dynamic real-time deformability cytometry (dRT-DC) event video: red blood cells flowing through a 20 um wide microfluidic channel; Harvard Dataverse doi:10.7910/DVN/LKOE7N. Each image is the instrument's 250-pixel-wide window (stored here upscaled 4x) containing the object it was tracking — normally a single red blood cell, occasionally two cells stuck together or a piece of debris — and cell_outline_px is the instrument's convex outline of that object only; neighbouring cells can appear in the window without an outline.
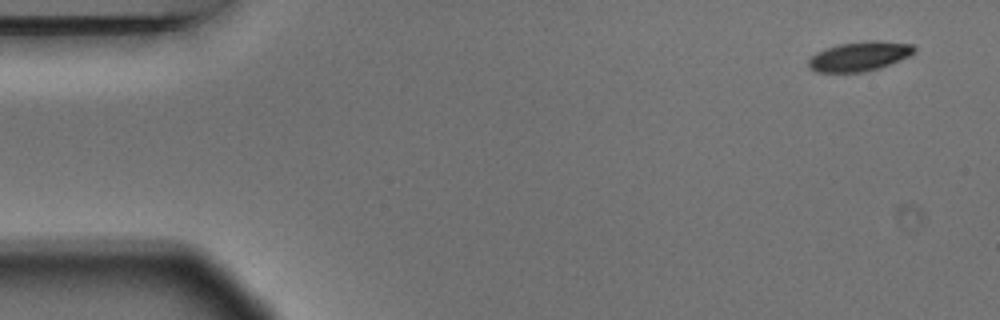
{"species": "Egyptian fruit bat (a non-hibernating species)", "species_latin": "Rousettus aegyptiacus", "temperature_condition": "warm", "stored_images_in_passage": 3, "camera_frame_rate_fps": 3000, "um_per_image_px": 0.085, "animal": {"sex": "male"}, "frame": {"image": 1, "passage_image": 1, "time_ms": 0.0, "image_size_px": [1000, 320], "cell_outline_px": [[916, 52], [900, 60], [880, 68], [860, 72], [816, 72], [808, 68], [808, 60], [816, 52], [824, 48], [840, 44], [868, 40], [880, 40], [912, 44], [916, 48]], "centroid_in_image_um": [73.05, 4.78], "position_along_channel_um": 12.0, "area_um2": 18.32}}